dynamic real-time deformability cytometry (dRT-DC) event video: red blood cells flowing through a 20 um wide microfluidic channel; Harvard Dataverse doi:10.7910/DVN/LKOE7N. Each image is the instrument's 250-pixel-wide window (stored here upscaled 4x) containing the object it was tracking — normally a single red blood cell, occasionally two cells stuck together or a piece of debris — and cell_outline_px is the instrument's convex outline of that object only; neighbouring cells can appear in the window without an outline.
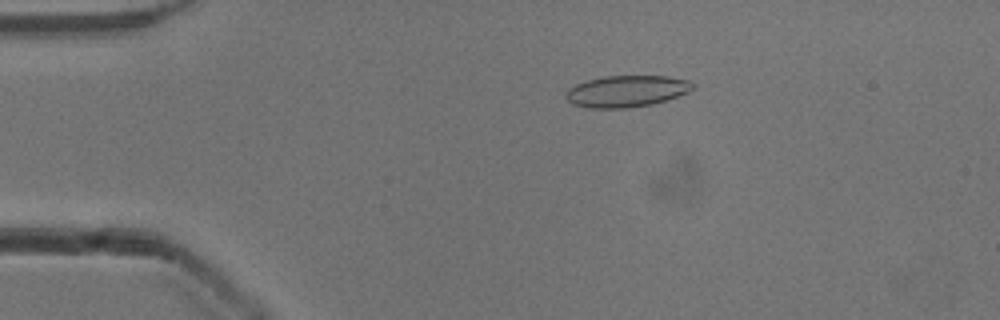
{"species": "common noctule bat (a hibernating species)", "species_latin": "Nyctalus noctula", "temperature_condition": "cold", "stored_images_in_passage": 46, "camera_frame_rate_fps": 3000, "um_per_image_px": 0.085, "animal": {"sex": "male", "body_mass_g": 13.3}, "frame": {"image": 1, "passage_image": 4, "time_ms": 1.0, "image_size_px": [1000, 320], "cell_outline_px": [[696, 84], [688, 92], [652, 104], [628, 108], [588, 108], [572, 104], [564, 96], [564, 92], [568, 88], [576, 84], [588, 80], [604, 76], [668, 76], [688, 80]], "centroid_in_image_um": [53.21, 7.75], "position_along_channel_um": 31.8, "area_um2": 23.35}}
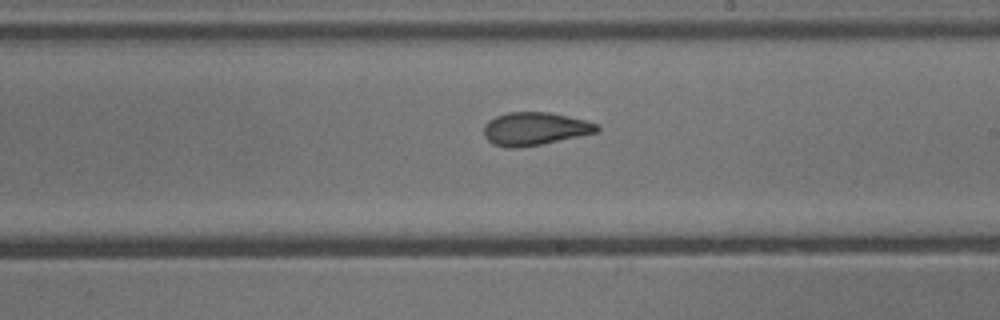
{"frame": {"image": 2, "passage_image": 24, "time_ms": 7.667, "image_size_px": [1000, 320], "cell_outline_px": [[600, 132], [520, 148], [508, 148], [492, 144], [484, 136], [484, 124], [488, 120], [496, 116], [508, 112], [548, 112], [588, 120], [600, 124]], "centroid_in_image_um": [45.49, 10.94], "position_along_channel_um": 243.5, "area_um2": 22.02}}
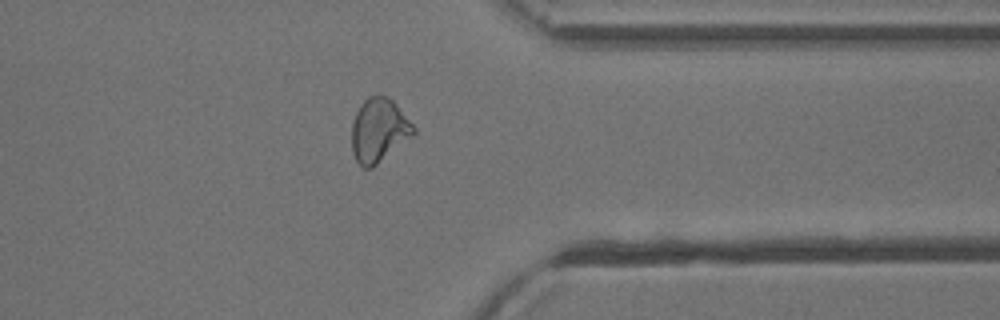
{"frame": {"image": 3, "passage_image": 35, "time_ms": 11.333, "image_size_px": [1000, 320], "cell_outline_px": [[416, 132], [412, 136], [372, 168], [364, 168], [356, 160], [352, 152], [352, 124], [356, 112], [360, 104], [368, 96], [388, 96], [392, 100], [416, 128]], "centroid_in_image_um": [32.19, 11.07], "position_along_channel_um": 379.2, "area_um2": 22.72}, "authors_computed_cell_mechanics": {"area_um2": 22.7443, "velocity_mm_per_s": 3.906, "shape_relaxation_time_tau1_ms": 9.4544, "shape_relaxation_time_tau2_ms": 1.7102, "deformation_change_tau1": 0.2106, "deformation_change_tau2": 0.0859}}